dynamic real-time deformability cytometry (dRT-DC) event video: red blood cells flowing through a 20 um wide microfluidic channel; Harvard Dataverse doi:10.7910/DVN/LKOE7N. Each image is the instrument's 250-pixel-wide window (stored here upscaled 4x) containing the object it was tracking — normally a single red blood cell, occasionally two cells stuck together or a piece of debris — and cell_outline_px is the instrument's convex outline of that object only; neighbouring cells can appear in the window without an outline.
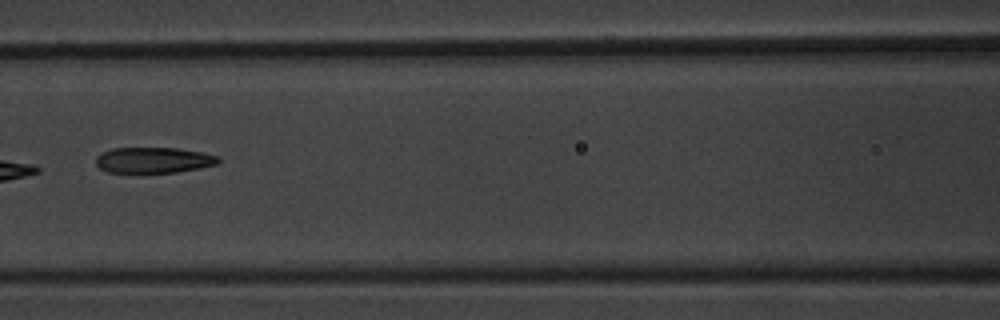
{"species": "common noctule bat (a hibernating species)", "species_latin": "Nyctalus noctula", "temperature_condition": "warm", "stored_images_in_passage": 6, "camera_frame_rate_fps": 3000, "um_per_image_px": 0.085, "animal": {"sex": "male", "body_mass_g": 20.1, "forearm_length_mm": 53.5}, "frame": {"image": 1, "passage_image": 6, "time_ms": 6.667, "image_size_px": [1000, 320], "cell_outline_px": [[220, 164], [200, 168], [176, 172], [108, 172], [100, 168], [96, 164], [96, 156], [100, 152], [112, 148], [176, 148], [200, 152], [220, 156]], "centroid_in_image_um": [13.07, 13.6], "position_along_channel_um": 153.5, "area_um2": 18.44}}